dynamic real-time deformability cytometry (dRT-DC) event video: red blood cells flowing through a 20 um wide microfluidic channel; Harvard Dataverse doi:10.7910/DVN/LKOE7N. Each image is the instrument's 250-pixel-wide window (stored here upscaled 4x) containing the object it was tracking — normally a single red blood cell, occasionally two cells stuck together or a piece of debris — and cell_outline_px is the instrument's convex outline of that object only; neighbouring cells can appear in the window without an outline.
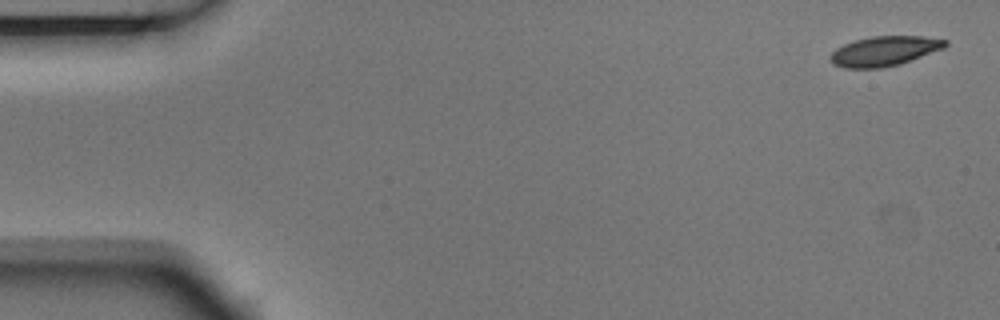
{"species": "Egyptian fruit bat (a non-hibernating species)", "species_latin": "Rousettus aegyptiacus", "temperature_condition": "room temperature", "stored_images_in_passage": 9, "camera_frame_rate_fps": 3000, "um_per_image_px": 0.085, "animal": {"sex": "male"}, "frame": {"image": 1, "passage_image": 1, "time_ms": 0.0, "image_size_px": [1000, 320], "cell_outline_px": [[948, 44], [944, 48], [900, 64], [884, 68], [844, 68], [832, 64], [828, 60], [828, 56], [836, 48], [844, 44], [856, 40], [872, 36], [924, 36], [948, 40]], "centroid_in_image_um": [75.14, 4.35], "position_along_channel_um": 9.9, "area_um2": 20.11}}
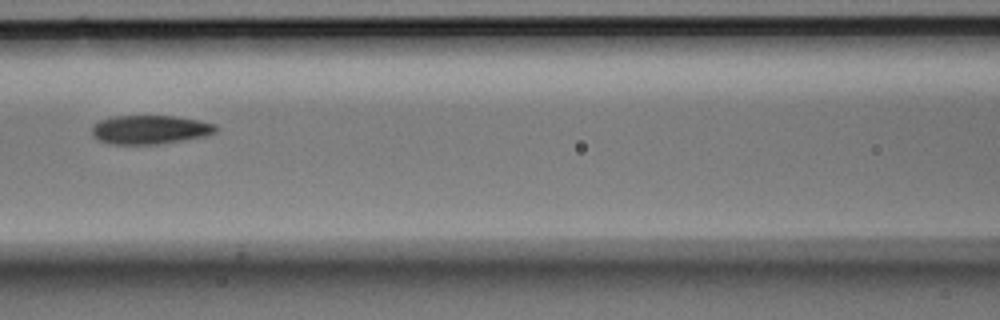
{"frame": {"image": 2, "passage_image": 6, "time_ms": 1.667, "image_size_px": [1000, 320], "cell_outline_px": [[216, 132], [204, 136], [160, 144], [108, 144], [96, 140], [92, 136], [92, 128], [100, 120], [112, 116], [172, 116], [196, 120], [216, 124]], "centroid_in_image_um": [12.7, 11.03], "position_along_channel_um": 153.9, "area_um2": 20.75}}
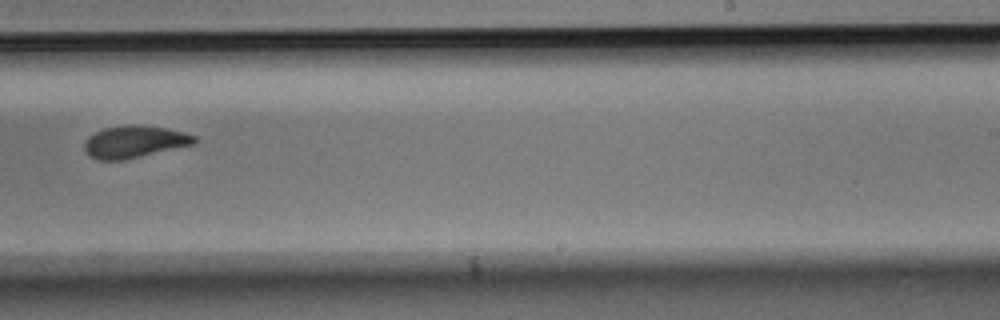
{"frame": {"image": 3, "passage_image": 9, "time_ms": 2.667, "image_size_px": [1000, 320], "cell_outline_px": [[200, 140], [196, 144], [124, 160], [100, 160], [88, 156], [84, 152], [84, 144], [88, 136], [104, 128], [124, 124], [140, 124], [168, 128], [184, 132], [196, 136]], "centroid_in_image_um": [11.46, 12.04], "position_along_channel_um": 277.5, "area_um2": 21.1}}